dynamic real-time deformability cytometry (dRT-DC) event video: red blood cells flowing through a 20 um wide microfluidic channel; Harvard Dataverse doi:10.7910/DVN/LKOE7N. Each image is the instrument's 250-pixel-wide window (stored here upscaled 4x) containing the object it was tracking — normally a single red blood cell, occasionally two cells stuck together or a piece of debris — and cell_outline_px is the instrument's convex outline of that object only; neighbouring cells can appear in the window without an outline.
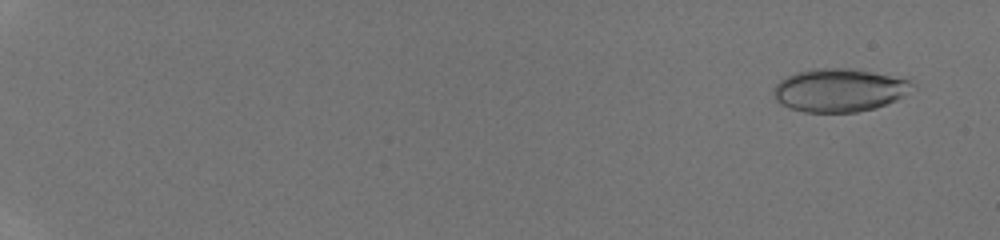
{"species": "human", "species_latin": "Homo sapiens", "temperature_condition": "room temperature", "stored_images_in_passage": 48, "camera_frame_rate_fps": 3000, "um_per_image_px": 0.085, "donor": {"sex": "male"}, "frame": {"image": 1, "passage_image": 4, "time_ms": 1.0, "image_size_px": [1000, 240], "cell_outline_px": [[916, 88], [904, 96], [896, 100], [876, 108], [856, 112], [804, 112], [788, 108], [780, 104], [776, 100], [772, 92], [772, 88], [780, 80], [796, 72], [816, 68], [852, 68], [912, 76]], "centroid_in_image_um": [71.46, 7.63], "position_along_channel_um": 13.5, "area_um2": 36.18}}
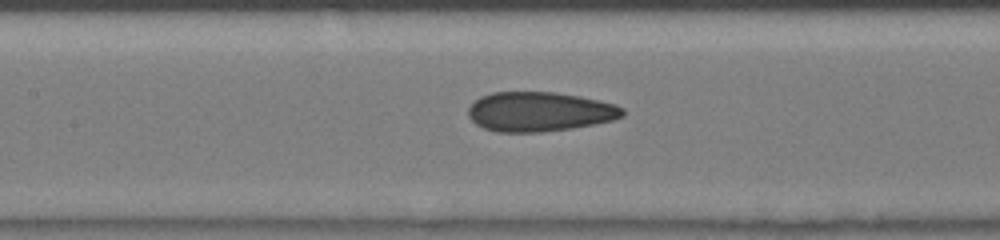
{"frame": {"image": 2, "passage_image": 27, "time_ms": 8.667, "image_size_px": [1000, 240], "cell_outline_px": [[624, 116], [612, 120], [572, 128], [540, 132], [496, 132], [484, 128], [476, 124], [468, 116], [468, 108], [480, 96], [492, 92], [556, 92], [580, 96], [600, 100], [616, 104], [624, 108]], "centroid_in_image_um": [45.86, 9.49], "position_along_channel_um": 161.5, "area_um2": 35.66}}
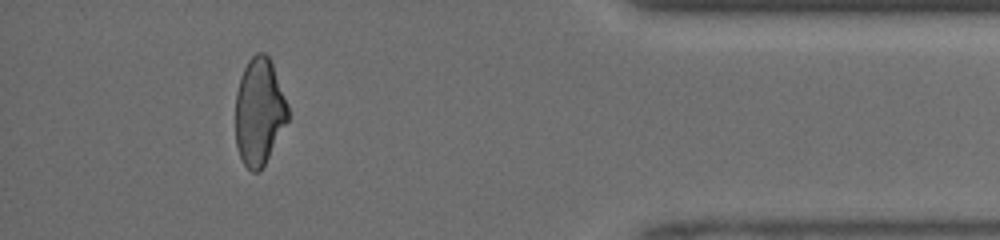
{"frame": {"image": 3, "passage_image": 45, "time_ms": 14.667, "image_size_px": [1000, 240], "cell_outline_px": [[288, 120], [260, 172], [252, 172], [244, 164], [240, 156], [236, 144], [236, 92], [240, 76], [248, 60], [256, 52], [264, 52], [268, 56], [272, 64], [288, 104]], "centroid_in_image_um": [22.02, 9.48], "position_along_channel_um": 413.2, "area_um2": 32.54}}